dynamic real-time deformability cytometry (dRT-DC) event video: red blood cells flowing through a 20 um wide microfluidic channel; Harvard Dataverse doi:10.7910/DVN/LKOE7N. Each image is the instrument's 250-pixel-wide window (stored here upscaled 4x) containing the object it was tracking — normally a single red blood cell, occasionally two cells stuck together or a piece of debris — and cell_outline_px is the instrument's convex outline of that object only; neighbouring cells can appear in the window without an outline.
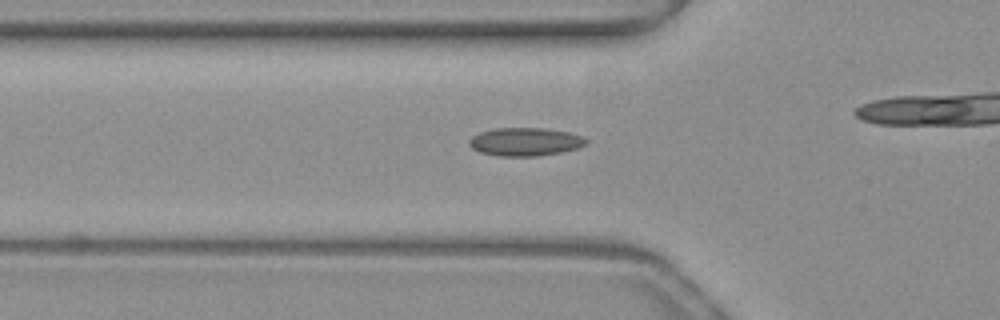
{"species": "common noctule bat (a hibernating species)", "species_latin": "Nyctalus noctula", "temperature_condition": "warm", "stored_images_in_passage": 31, "camera_frame_rate_fps": 3000, "um_per_image_px": 0.085, "animal": {"sex": "female", "body_mass_g": 19.3, "forearm_length_mm": 54.1}, "frame": {"image": 1, "passage_image": 7, "time_ms": 2.0, "image_size_px": [1000, 320], "cell_outline_px": [[588, 140], [584, 144], [576, 148], [560, 152], [536, 156], [496, 156], [480, 152], [472, 148], [468, 144], [468, 140], [472, 136], [480, 132], [496, 128], [544, 128], [568, 132], [584, 136]], "centroid_in_image_um": [44.6, 12.05], "position_along_channel_um": 81.2, "area_um2": 19.19}}
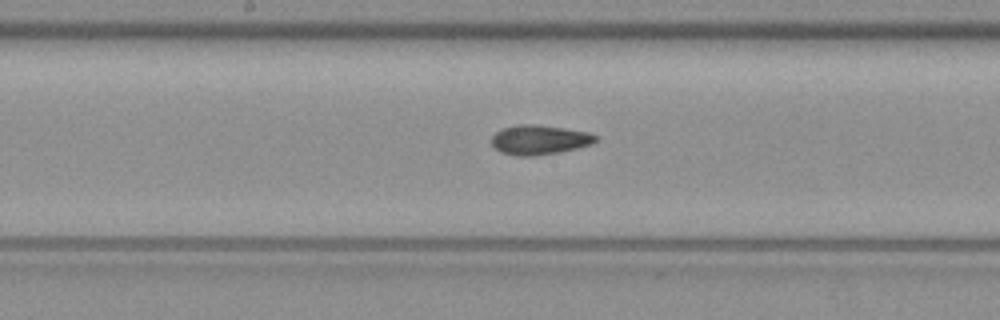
{"frame": {"image": 2, "passage_image": 16, "time_ms": 5.0, "image_size_px": [1000, 320], "cell_outline_px": [[600, 140], [592, 144], [560, 152], [536, 156], [516, 156], [500, 152], [492, 144], [492, 136], [500, 128], [516, 124], [536, 124], [564, 128], [588, 132], [596, 136]], "centroid_in_image_um": [45.84, 11.88], "position_along_channel_um": 202.4, "area_um2": 18.15}}
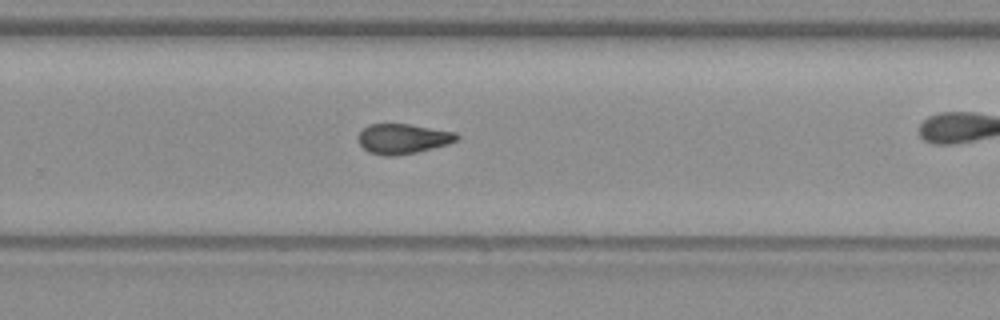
{"frame": {"image": 3, "passage_image": 23, "time_ms": 7.333, "image_size_px": [1000, 320], "cell_outline_px": [[460, 136], [456, 140], [448, 144], [416, 152], [392, 156], [384, 156], [368, 152], [360, 144], [356, 136], [368, 124], [408, 124], [456, 132]], "centroid_in_image_um": [34.22, 11.79], "position_along_channel_um": 295.6, "area_um2": 17.17}}